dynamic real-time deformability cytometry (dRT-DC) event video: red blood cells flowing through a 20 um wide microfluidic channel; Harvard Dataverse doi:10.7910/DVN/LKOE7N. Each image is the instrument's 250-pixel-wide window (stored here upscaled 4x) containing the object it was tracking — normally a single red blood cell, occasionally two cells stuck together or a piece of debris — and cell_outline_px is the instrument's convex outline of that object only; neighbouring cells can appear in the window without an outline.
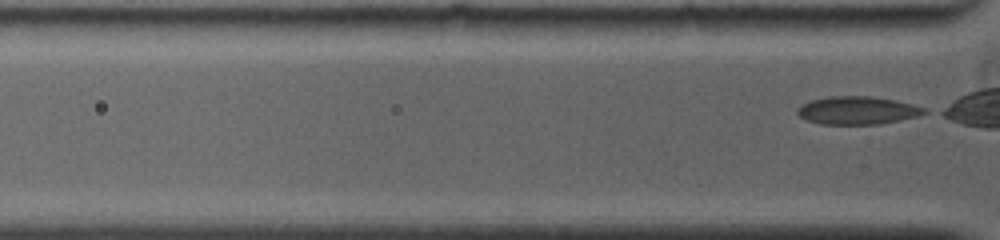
{"species": "common noctule bat (a hibernating species)", "species_latin": "Nyctalus noctula", "temperature_condition": "warm", "stored_images_in_passage": 2, "camera_frame_rate_fps": 5000, "um_per_image_px": 0.085, "animal": {"sex": "female", "body_mass_g": 19.0, "forearm_length_mm": 53.3}, "frame": {"image": 1, "passage_image": 2, "time_ms": 0.2, "image_size_px": [1000, 240], "cell_outline_px": [[928, 112], [916, 116], [900, 120], [880, 124], [820, 124], [808, 120], [800, 116], [796, 112], [796, 108], [800, 104], [812, 100], [828, 96], [868, 96], [896, 100], [912, 104], [924, 108]], "centroid_in_image_um": [72.85, 9.38], "position_along_channel_um": 53.0, "area_um2": 20.63}}